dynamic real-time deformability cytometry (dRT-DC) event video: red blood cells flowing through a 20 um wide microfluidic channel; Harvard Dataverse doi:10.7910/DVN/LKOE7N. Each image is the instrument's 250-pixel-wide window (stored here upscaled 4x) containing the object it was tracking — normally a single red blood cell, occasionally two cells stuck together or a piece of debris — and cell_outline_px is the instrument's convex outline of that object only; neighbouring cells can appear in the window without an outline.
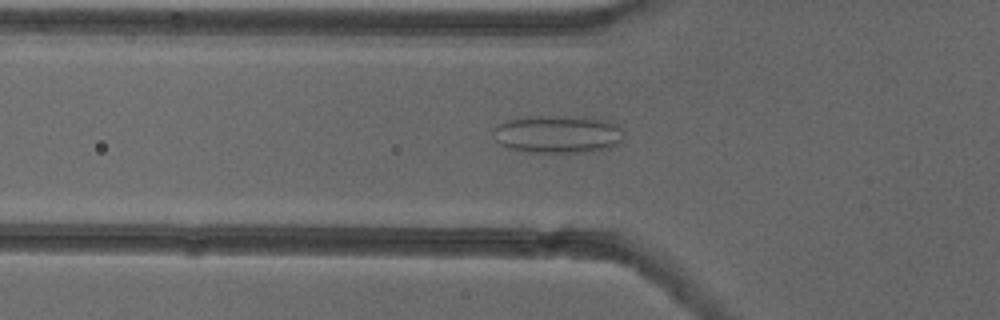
{"species": "common noctule bat (a hibernating species)", "species_latin": "Nyctalus noctula", "temperature_condition": "cold", "stored_images_in_passage": 40, "camera_frame_rate_fps": 3000, "um_per_image_px": 0.085, "animal": {"sex": "female"}, "frame": {"image": 1, "passage_image": 6, "time_ms": 1.667, "image_size_px": [1000, 320], "cell_outline_px": [[624, 136], [620, 144], [608, 148], [592, 152], [528, 152], [508, 148], [500, 144], [496, 140], [492, 132], [492, 128], [504, 120], [528, 116], [592, 116], [608, 120], [616, 124], [624, 132]], "centroid_in_image_um": [47.44, 11.39], "position_along_channel_um": 78.4, "area_um2": 29.54}}
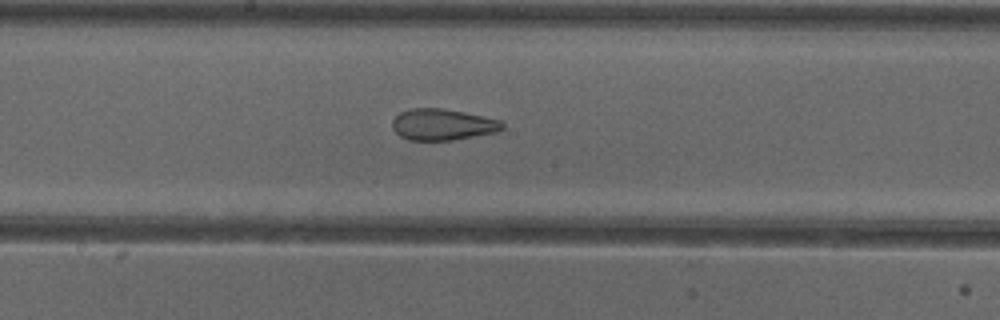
{"frame": {"image": 2, "passage_image": 16, "time_ms": 5.0, "image_size_px": [1000, 320], "cell_outline_px": [[504, 128], [496, 132], [452, 140], [408, 140], [400, 136], [392, 128], [392, 120], [400, 112], [412, 108], [444, 108], [484, 116], [500, 120], [504, 124]], "centroid_in_image_um": [37.61, 10.58], "position_along_channel_um": 210.6, "area_um2": 20.11}}
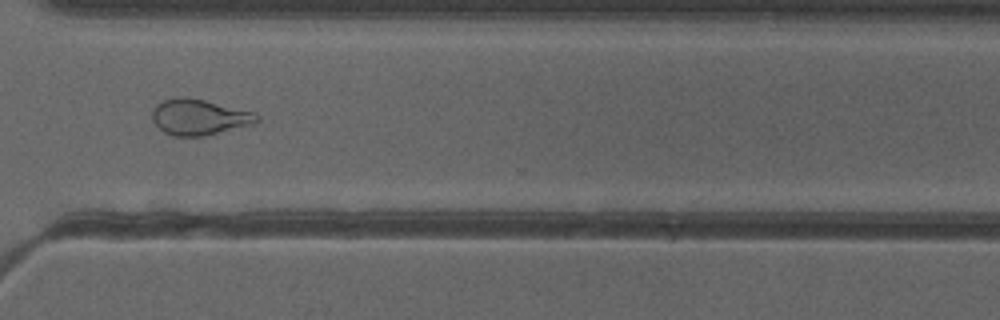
{"frame": {"image": 3, "passage_image": 27, "time_ms": 8.667, "image_size_px": [1000, 320], "cell_outline_px": [[260, 120], [256, 124], [204, 136], [172, 136], [164, 132], [152, 120], [152, 112], [156, 104], [164, 100], [180, 96], [188, 96], [256, 112], [260, 116]], "centroid_in_image_um": [16.98, 9.95], "position_along_channel_um": 353.6, "area_um2": 22.2}, "authors_computed_cell_mechanics": {"area_um2": 21.3571, "velocity_mm_per_s": 3.9135, "shape_relaxation_time_tau1_ms": null, "shape_relaxation_time_tau2_ms": 1.5249, "deformation_change_tau1": null, "deformation_change_tau2": 0.097}}